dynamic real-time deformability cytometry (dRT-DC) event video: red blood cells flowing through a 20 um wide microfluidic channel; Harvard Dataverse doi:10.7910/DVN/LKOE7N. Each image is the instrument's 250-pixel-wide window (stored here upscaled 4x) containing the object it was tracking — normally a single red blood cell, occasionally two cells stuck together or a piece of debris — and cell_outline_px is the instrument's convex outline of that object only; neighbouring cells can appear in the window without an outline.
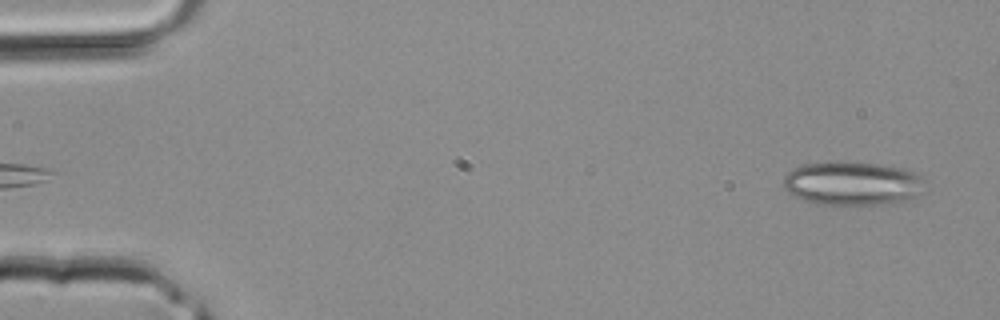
{"species": "common noctule bat (a hibernating species)", "species_latin": "Nyctalus noctula", "temperature_condition": "room temperature", "stored_images_in_passage": 37, "segment_of_instrument_passage": [1, 2], "camera_frame_rate_fps": 3000, "um_per_image_px": 0.085, "animal": {"sex": "male", "body_mass_g": 20.4}, "frame": {"image": 1, "passage_image": 2, "time_ms": 0.333, "image_size_px": [1000, 320], "cell_outline_px": [[924, 192], [920, 196], [896, 204], [852, 208], [820, 204], [804, 200], [788, 192], [784, 188], [784, 176], [792, 168], [804, 164], [840, 160], [848, 160], [904, 168], [916, 172], [924, 180]], "centroid_in_image_um": [72.52, 15.63], "position_along_channel_um": 12.5, "area_um2": 37.92}}